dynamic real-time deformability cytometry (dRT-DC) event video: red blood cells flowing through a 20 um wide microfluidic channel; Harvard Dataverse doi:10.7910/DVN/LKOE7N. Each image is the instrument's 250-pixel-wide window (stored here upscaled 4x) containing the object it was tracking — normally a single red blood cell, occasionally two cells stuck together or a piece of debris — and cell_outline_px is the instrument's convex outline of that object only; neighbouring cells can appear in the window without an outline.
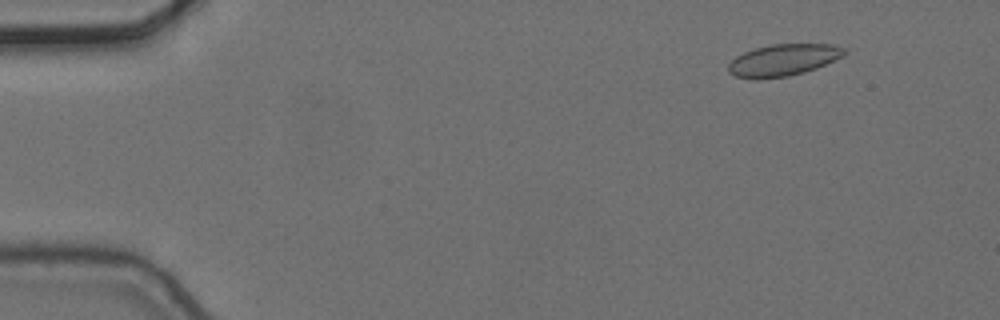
{"species": "common noctule bat (a hibernating species)", "species_latin": "Nyctalus noctula", "temperature_condition": "cold", "stored_images_in_passage": 5, "camera_frame_rate_fps": 3000, "um_per_image_px": 0.085, "animal": {"sex": "female", "body_mass_g": 24.6, "forearm_length_mm": 56.2}, "frame": {"image": 1, "passage_image": 2, "time_ms": 0.333, "image_size_px": [1000, 320], "cell_outline_px": [[848, 52], [844, 56], [816, 68], [804, 72], [788, 76], [756, 80], [736, 76], [728, 72], [728, 64], [736, 56], [744, 52], [756, 48], [772, 44], [832, 44], [844, 48]], "centroid_in_image_um": [66.57, 5.11], "position_along_channel_um": 18.4, "area_um2": 21.56}}
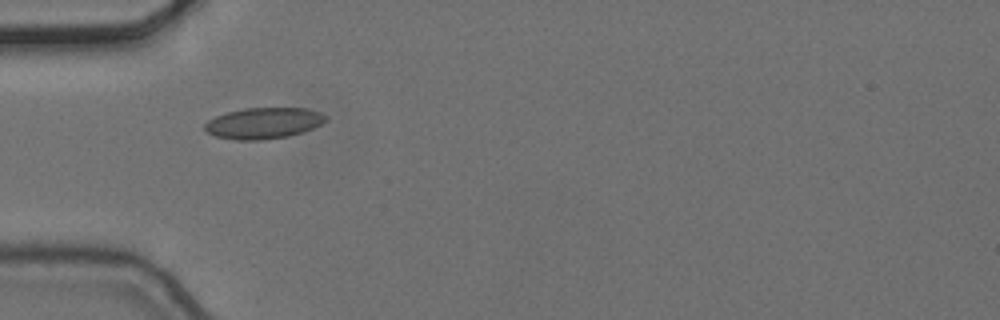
{"frame": {"image": 2, "passage_image": 5, "time_ms": 1.333, "image_size_px": [1000, 320], "cell_outline_px": [[328, 120], [312, 128], [288, 136], [264, 140], [236, 140], [216, 136], [204, 132], [204, 124], [208, 120], [216, 116], [228, 112], [244, 108], [304, 108], [320, 112], [328, 116]], "centroid_in_image_um": [22.38, 10.47], "position_along_channel_um": 62.6, "area_um2": 21.96}}